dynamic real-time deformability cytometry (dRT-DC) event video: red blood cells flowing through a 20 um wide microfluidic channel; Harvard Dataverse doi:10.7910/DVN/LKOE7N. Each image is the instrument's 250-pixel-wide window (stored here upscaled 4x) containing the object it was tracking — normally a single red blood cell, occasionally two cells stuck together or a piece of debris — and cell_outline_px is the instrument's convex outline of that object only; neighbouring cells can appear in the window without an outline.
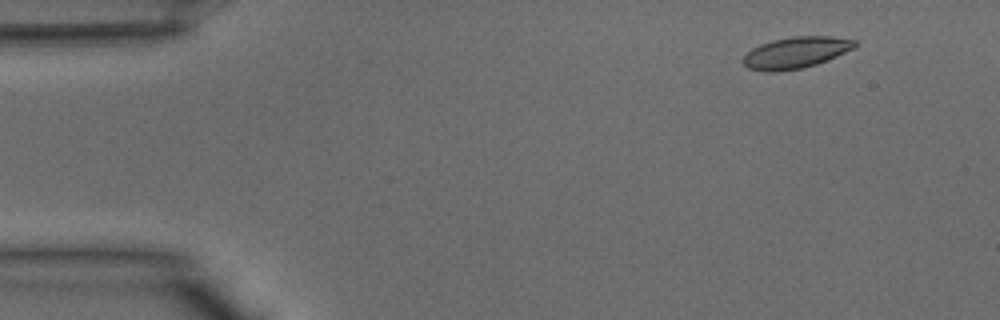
{"species": "common noctule bat (a hibernating species)", "species_latin": "Nyctalus noctula", "temperature_condition": "warm", "stored_images_in_passage": 40, "camera_frame_rate_fps": 3000, "um_per_image_px": 0.085, "animal": {"sex": "male", "body_mass_g": 15.6}, "frame": {"image": 1, "passage_image": 4, "time_ms": 1.0, "image_size_px": [1000, 320], "cell_outline_px": [[856, 44], [852, 48], [828, 60], [804, 68], [776, 72], [764, 72], [748, 68], [740, 60], [752, 48], [760, 44], [772, 40], [792, 36], [832, 36], [856, 40]], "centroid_in_image_um": [67.6, 4.48], "position_along_channel_um": 17.4, "area_um2": 20.52}}
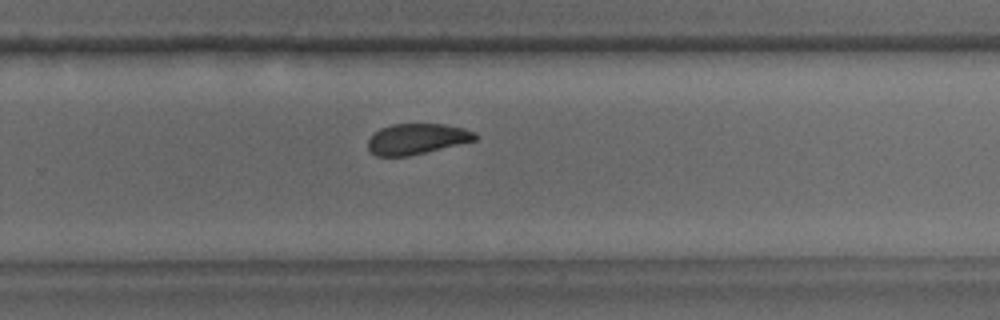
{"frame": {"image": 2, "passage_image": 26, "time_ms": 8.333, "image_size_px": [1000, 320], "cell_outline_px": [[480, 136], [476, 140], [408, 156], [376, 156], [368, 148], [368, 140], [380, 128], [392, 124], [444, 124], [464, 128], [476, 132]], "centroid_in_image_um": [35.46, 11.8], "position_along_channel_um": 294.3, "area_um2": 19.07}}
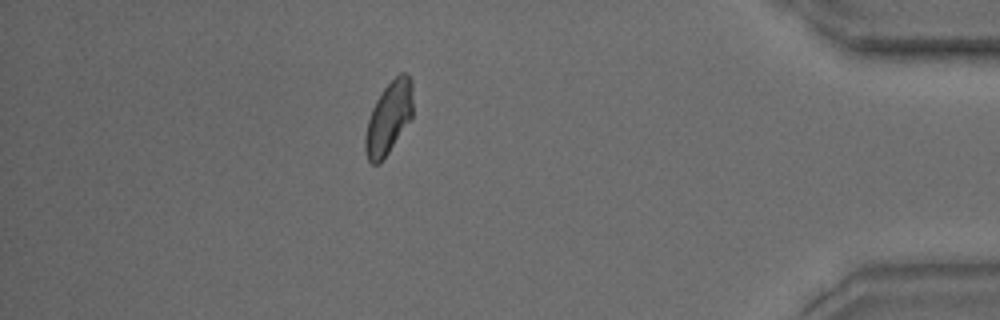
{"frame": {"image": 3, "passage_image": 35, "time_ms": 11.333, "image_size_px": [1000, 320], "cell_outline_px": [[412, 116], [380, 164], [372, 164], [368, 160], [364, 152], [364, 136], [368, 120], [372, 108], [376, 100], [384, 88], [400, 72], [404, 72], [412, 80]], "centroid_in_image_um": [33.01, 10.03], "position_along_channel_um": 402.2, "area_um2": 19.88}}